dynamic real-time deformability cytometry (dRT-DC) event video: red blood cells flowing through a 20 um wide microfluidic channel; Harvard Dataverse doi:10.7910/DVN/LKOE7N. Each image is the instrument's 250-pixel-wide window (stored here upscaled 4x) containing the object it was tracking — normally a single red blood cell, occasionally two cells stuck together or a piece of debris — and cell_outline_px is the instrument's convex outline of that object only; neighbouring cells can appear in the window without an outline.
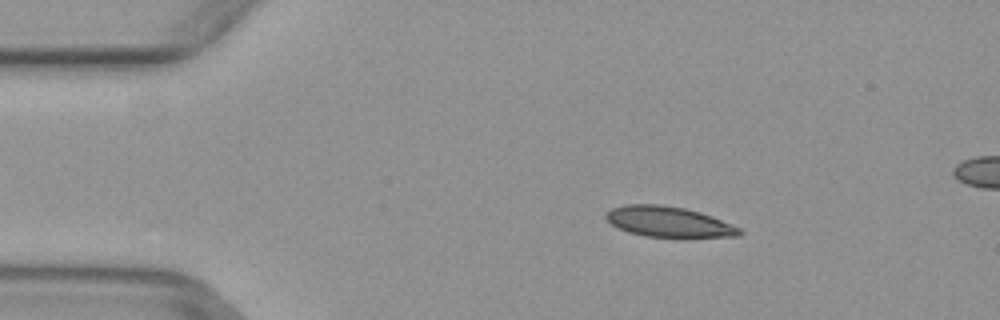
{"species": "common noctule bat (a hibernating species)", "species_latin": "Nyctalus noctula", "temperature_condition": "warm", "stored_images_in_passage": 3, "camera_frame_rate_fps": 3000, "um_per_image_px": 0.085, "animal": {"sex": "female", "body_mass_g": 29.2, "forearm_length_mm": 56.3}, "frame": {"image": 1, "passage_image": 1, "time_ms": 0.0, "image_size_px": [1000, 320], "cell_outline_px": [[744, 232], [740, 236], [684, 240], [680, 240], [644, 236], [628, 232], [612, 224], [604, 216], [604, 212], [612, 208], [624, 204], [660, 204], [684, 208], [700, 212], [712, 216], [740, 228]], "centroid_in_image_um": [56.89, 18.9], "position_along_channel_um": 28.1, "area_um2": 24.85}}